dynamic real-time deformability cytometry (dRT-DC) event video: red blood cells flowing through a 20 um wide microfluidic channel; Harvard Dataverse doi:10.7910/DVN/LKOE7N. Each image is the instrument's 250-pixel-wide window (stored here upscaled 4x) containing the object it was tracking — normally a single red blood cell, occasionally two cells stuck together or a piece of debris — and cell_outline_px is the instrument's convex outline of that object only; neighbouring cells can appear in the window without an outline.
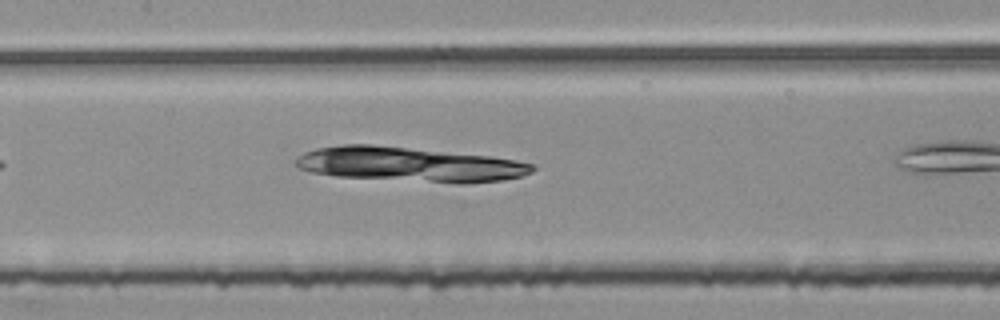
{"species": "common noctule bat (a hibernating species)", "species_latin": "Nyctalus noctula", "temperature_condition": "room temperature", "stored_images_in_passage": 17, "camera_frame_rate_fps": 3000, "um_per_image_px": 0.085, "animal": {"sex": "female", "body_mass_g": 25.1}, "frame": {"image": 1, "passage_image": 10, "time_ms": 3.0, "image_size_px": [1000, 320], "cell_outline_px": [[536, 168], [532, 172], [520, 176], [500, 180], [468, 184], [456, 184], [336, 176], [312, 172], [300, 168], [296, 164], [296, 160], [304, 152], [316, 148], [344, 144], [372, 144], [492, 156], [516, 160], [532, 164]], "centroid_in_image_um": [34.84, 13.98], "position_along_channel_um": 172.6, "area_um2": 47.86}}